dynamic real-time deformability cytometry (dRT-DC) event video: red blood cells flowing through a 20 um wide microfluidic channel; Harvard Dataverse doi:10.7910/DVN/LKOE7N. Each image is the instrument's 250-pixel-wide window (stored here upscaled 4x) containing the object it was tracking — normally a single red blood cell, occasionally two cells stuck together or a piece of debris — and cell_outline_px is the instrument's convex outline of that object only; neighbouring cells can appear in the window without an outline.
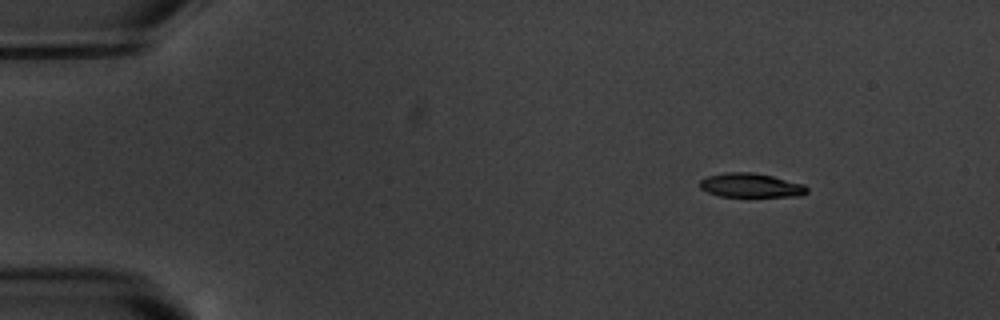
{"species": "common noctule bat (a hibernating species)", "species_latin": "Nyctalus noctula", "temperature_condition": "warm", "stored_images_in_passage": 3, "camera_frame_rate_fps": 3000, "um_per_image_px": 0.085, "animal": {"sex": "male", "body_mass_g": 20.1, "forearm_length_mm": 53.5}, "frame": {"image": 1, "passage_image": 1, "time_ms": 0.0, "image_size_px": [1000, 320], "cell_outline_px": [[808, 192], [800, 196], [720, 196], [708, 192], [700, 188], [700, 180], [708, 176], [724, 172], [752, 172], [772, 176], [804, 184], [808, 188]], "centroid_in_image_um": [63.83, 15.75], "position_along_channel_um": 21.2, "area_um2": 14.97}}